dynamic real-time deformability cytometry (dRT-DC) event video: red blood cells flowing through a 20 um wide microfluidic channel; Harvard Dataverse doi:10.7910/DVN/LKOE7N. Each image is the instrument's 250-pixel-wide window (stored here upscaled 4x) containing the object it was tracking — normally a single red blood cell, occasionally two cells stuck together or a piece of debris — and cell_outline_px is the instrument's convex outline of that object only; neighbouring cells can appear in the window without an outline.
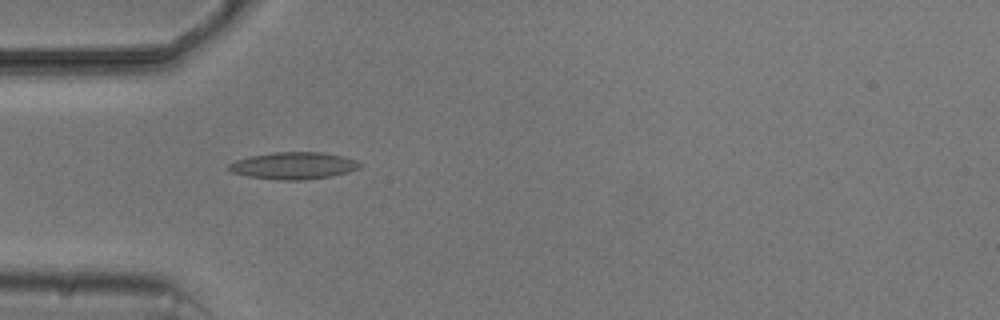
{"species": "common noctule bat (a hibernating species)", "species_latin": "Nyctalus noctula", "temperature_condition": "cold", "stored_images_in_passage": 6, "camera_frame_rate_fps": 3000, "um_per_image_px": 0.085, "animal": {"sex": "male", "body_mass_g": 20.5, "forearm_length_mm": 52.5}, "frame": {"image": 1, "passage_image": 5, "time_ms": 4.667, "image_size_px": [1000, 320], "cell_outline_px": [[364, 164], [360, 168], [332, 176], [304, 180], [280, 180], [248, 176], [232, 172], [228, 168], [228, 164], [236, 160], [248, 156], [272, 152], [324, 152], [344, 156], [356, 160]], "centroid_in_image_um": [24.98, 14.07], "position_along_channel_um": 60.0, "area_um2": 20.81}}
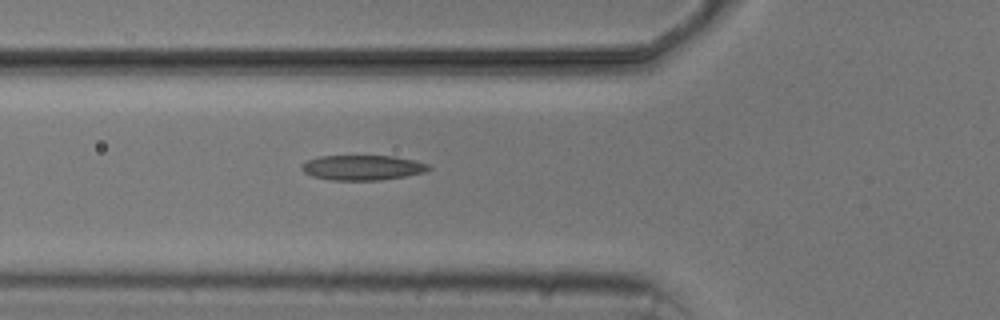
{"frame": {"image": 2, "passage_image": 6, "time_ms": 5.667, "image_size_px": [1000, 320], "cell_outline_px": [[432, 168], [424, 172], [404, 176], [380, 180], [332, 180], [312, 176], [304, 172], [300, 168], [308, 160], [320, 156], [392, 156], [416, 160], [428, 164]], "centroid_in_image_um": [30.83, 14.24], "position_along_channel_um": 95.0, "area_um2": 18.38}}